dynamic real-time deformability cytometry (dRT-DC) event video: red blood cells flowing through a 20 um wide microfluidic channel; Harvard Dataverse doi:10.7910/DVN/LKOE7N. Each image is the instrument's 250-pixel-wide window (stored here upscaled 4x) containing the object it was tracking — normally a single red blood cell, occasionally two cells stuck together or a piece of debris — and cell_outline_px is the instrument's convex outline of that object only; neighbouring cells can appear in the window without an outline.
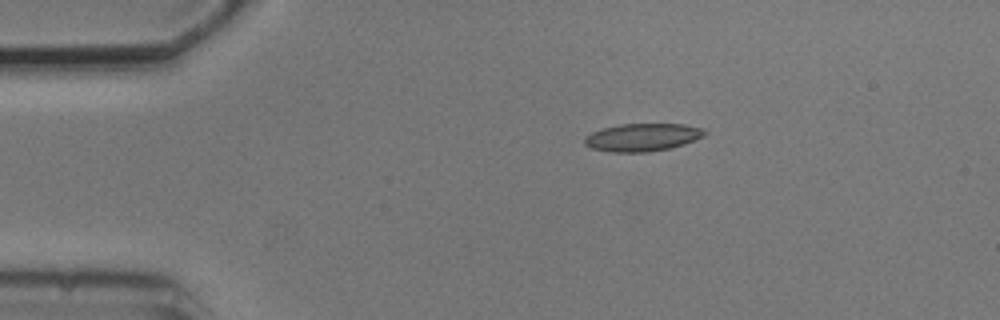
{"species": "common noctule bat (a hibernating species)", "species_latin": "Nyctalus noctula", "temperature_condition": "cold", "stored_images_in_passage": 2, "camera_frame_rate_fps": 3000, "um_per_image_px": 0.085, "animal": {"sex": "male", "body_mass_g": 20.5, "forearm_length_mm": 52.5}, "frame": {"image": 1, "passage_image": 1, "time_ms": 0.0, "image_size_px": [1000, 320], "cell_outline_px": [[708, 132], [704, 136], [684, 144], [668, 148], [648, 152], [612, 152], [592, 148], [584, 144], [584, 136], [600, 128], [620, 124], [684, 124], [704, 128]], "centroid_in_image_um": [54.6, 11.66], "position_along_channel_um": 30.4, "area_um2": 19.54}}